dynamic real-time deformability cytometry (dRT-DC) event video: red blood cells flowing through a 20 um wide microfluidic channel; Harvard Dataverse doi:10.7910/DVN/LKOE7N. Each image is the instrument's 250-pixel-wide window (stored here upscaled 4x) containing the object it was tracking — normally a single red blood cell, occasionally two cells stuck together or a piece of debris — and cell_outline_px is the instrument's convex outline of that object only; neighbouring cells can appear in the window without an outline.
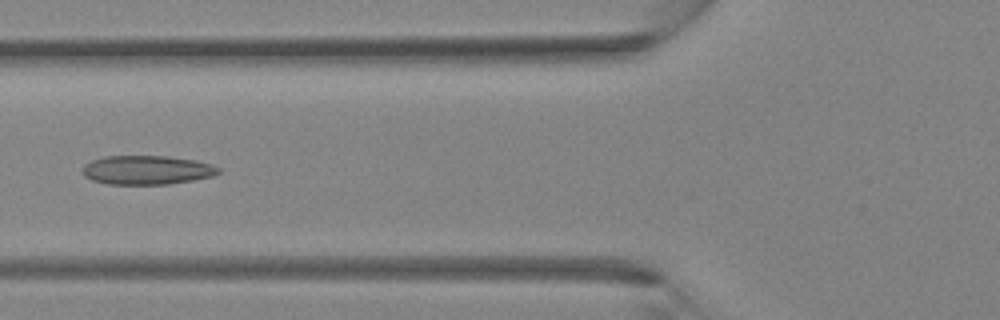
{"species": "Egyptian fruit bat (a non-hibernating species)", "species_latin": "Rousettus aegyptiacus", "temperature_condition": "room temperature", "stored_images_in_passage": 40, "camera_frame_rate_fps": 3000, "um_per_image_px": 0.085, "animal": {"sex": "female"}, "frame": {"image": 1, "passage_image": 16, "time_ms": 5.0, "image_size_px": [1000, 320], "cell_outline_px": [[220, 172], [208, 176], [188, 180], [164, 184], [112, 184], [96, 180], [88, 176], [84, 172], [84, 168], [88, 164], [96, 160], [112, 156], [160, 156], [192, 160], [208, 164], [216, 168]], "centroid_in_image_um": [12.49, 14.45], "position_along_channel_um": 113.3, "area_um2": 21.56}}
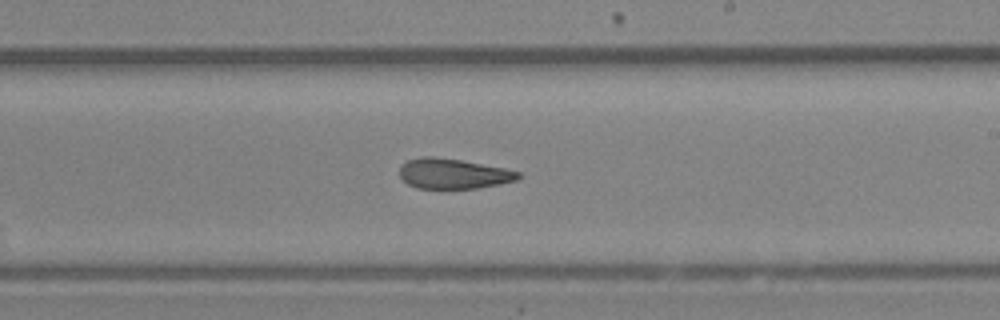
{"frame": {"image": 2, "passage_image": 24, "time_ms": 7.667, "image_size_px": [1000, 320], "cell_outline_px": [[520, 176], [516, 180], [496, 184], [472, 188], [420, 188], [408, 184], [400, 176], [400, 168], [408, 160], [460, 160], [520, 172]], "centroid_in_image_um": [38.56, 14.81], "position_along_channel_um": 250.4, "area_um2": 19.31}}
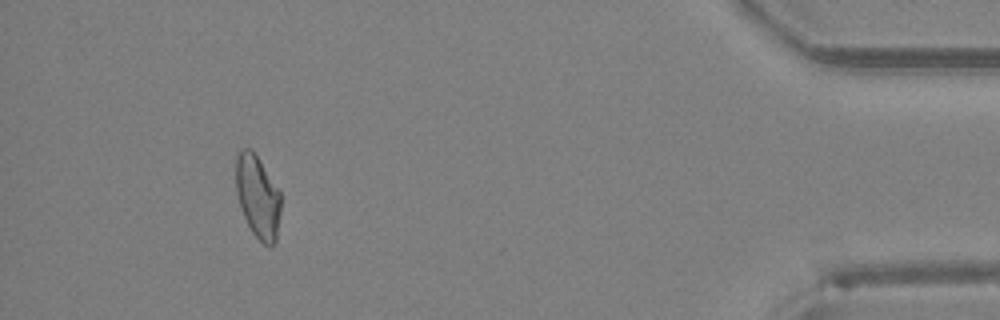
{"frame": {"image": 3, "passage_image": 37, "time_ms": 12.0, "image_size_px": [1000, 320], "cell_outline_px": [[280, 208], [276, 240], [272, 244], [264, 244], [252, 232], [244, 216], [240, 204], [236, 188], [236, 160], [240, 152], [244, 148], [248, 148], [256, 156], [280, 192]], "centroid_in_image_um": [21.9, 16.74], "position_along_channel_um": 413.3, "area_um2": 20.81}}